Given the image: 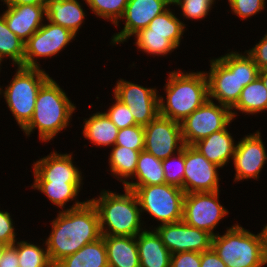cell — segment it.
<instances>
[{"label":"cell","mask_w":267,"mask_h":267,"mask_svg":"<svg viewBox=\"0 0 267 267\" xmlns=\"http://www.w3.org/2000/svg\"><path fill=\"white\" fill-rule=\"evenodd\" d=\"M222 235L217 231L212 248L227 267H263L267 265V229L254 234L239 223L226 228Z\"/></svg>","instance_id":"6"},{"label":"cell","mask_w":267,"mask_h":267,"mask_svg":"<svg viewBox=\"0 0 267 267\" xmlns=\"http://www.w3.org/2000/svg\"><path fill=\"white\" fill-rule=\"evenodd\" d=\"M261 132L244 136L236 144L233 156L234 182L255 179L258 181L260 173L267 162V152L262 140Z\"/></svg>","instance_id":"16"},{"label":"cell","mask_w":267,"mask_h":267,"mask_svg":"<svg viewBox=\"0 0 267 267\" xmlns=\"http://www.w3.org/2000/svg\"><path fill=\"white\" fill-rule=\"evenodd\" d=\"M79 0H47L46 21L71 30L75 35L84 24L86 13Z\"/></svg>","instance_id":"21"},{"label":"cell","mask_w":267,"mask_h":267,"mask_svg":"<svg viewBox=\"0 0 267 267\" xmlns=\"http://www.w3.org/2000/svg\"><path fill=\"white\" fill-rule=\"evenodd\" d=\"M201 253L178 252L171 255L170 267H200Z\"/></svg>","instance_id":"41"},{"label":"cell","mask_w":267,"mask_h":267,"mask_svg":"<svg viewBox=\"0 0 267 267\" xmlns=\"http://www.w3.org/2000/svg\"><path fill=\"white\" fill-rule=\"evenodd\" d=\"M231 123L232 121L223 130L214 132L192 145L206 157L208 161L220 168L230 163L229 161L233 159L236 150L237 142L233 139L228 130Z\"/></svg>","instance_id":"20"},{"label":"cell","mask_w":267,"mask_h":267,"mask_svg":"<svg viewBox=\"0 0 267 267\" xmlns=\"http://www.w3.org/2000/svg\"><path fill=\"white\" fill-rule=\"evenodd\" d=\"M266 0H228L231 12L242 20L252 18L266 8Z\"/></svg>","instance_id":"39"},{"label":"cell","mask_w":267,"mask_h":267,"mask_svg":"<svg viewBox=\"0 0 267 267\" xmlns=\"http://www.w3.org/2000/svg\"><path fill=\"white\" fill-rule=\"evenodd\" d=\"M89 118H84L83 132L85 139L90 140L96 146H114L119 129L107 117L104 112L97 111L89 115Z\"/></svg>","instance_id":"24"},{"label":"cell","mask_w":267,"mask_h":267,"mask_svg":"<svg viewBox=\"0 0 267 267\" xmlns=\"http://www.w3.org/2000/svg\"><path fill=\"white\" fill-rule=\"evenodd\" d=\"M135 38L134 45L142 53L155 56H165L171 54L177 47L166 39V36L158 35H133Z\"/></svg>","instance_id":"34"},{"label":"cell","mask_w":267,"mask_h":267,"mask_svg":"<svg viewBox=\"0 0 267 267\" xmlns=\"http://www.w3.org/2000/svg\"><path fill=\"white\" fill-rule=\"evenodd\" d=\"M46 5L8 6L2 16L11 32L22 42H26L44 24Z\"/></svg>","instance_id":"19"},{"label":"cell","mask_w":267,"mask_h":267,"mask_svg":"<svg viewBox=\"0 0 267 267\" xmlns=\"http://www.w3.org/2000/svg\"><path fill=\"white\" fill-rule=\"evenodd\" d=\"M54 267H108L104 238L84 245L76 253L59 261Z\"/></svg>","instance_id":"28"},{"label":"cell","mask_w":267,"mask_h":267,"mask_svg":"<svg viewBox=\"0 0 267 267\" xmlns=\"http://www.w3.org/2000/svg\"><path fill=\"white\" fill-rule=\"evenodd\" d=\"M12 80L0 95L13 114L21 130L30 122L35 108L36 97L41 86L50 78L42 68L17 66Z\"/></svg>","instance_id":"7"},{"label":"cell","mask_w":267,"mask_h":267,"mask_svg":"<svg viewBox=\"0 0 267 267\" xmlns=\"http://www.w3.org/2000/svg\"><path fill=\"white\" fill-rule=\"evenodd\" d=\"M101 237L97 209L86 198L82 206L58 212L57 217L51 221L50 234L43 244L55 266L63 258Z\"/></svg>","instance_id":"1"},{"label":"cell","mask_w":267,"mask_h":267,"mask_svg":"<svg viewBox=\"0 0 267 267\" xmlns=\"http://www.w3.org/2000/svg\"><path fill=\"white\" fill-rule=\"evenodd\" d=\"M19 260L16 247L7 245L1 257L0 267H19Z\"/></svg>","instance_id":"44"},{"label":"cell","mask_w":267,"mask_h":267,"mask_svg":"<svg viewBox=\"0 0 267 267\" xmlns=\"http://www.w3.org/2000/svg\"><path fill=\"white\" fill-rule=\"evenodd\" d=\"M216 0H172V6H177L185 19L203 20L211 12Z\"/></svg>","instance_id":"36"},{"label":"cell","mask_w":267,"mask_h":267,"mask_svg":"<svg viewBox=\"0 0 267 267\" xmlns=\"http://www.w3.org/2000/svg\"><path fill=\"white\" fill-rule=\"evenodd\" d=\"M170 71L164 85L165 97L159 94V115L181 123L208 99L205 71Z\"/></svg>","instance_id":"4"},{"label":"cell","mask_w":267,"mask_h":267,"mask_svg":"<svg viewBox=\"0 0 267 267\" xmlns=\"http://www.w3.org/2000/svg\"><path fill=\"white\" fill-rule=\"evenodd\" d=\"M102 237L106 246L108 267H140L136 237Z\"/></svg>","instance_id":"23"},{"label":"cell","mask_w":267,"mask_h":267,"mask_svg":"<svg viewBox=\"0 0 267 267\" xmlns=\"http://www.w3.org/2000/svg\"><path fill=\"white\" fill-rule=\"evenodd\" d=\"M113 99V104L109 106L107 111H104V113L117 126V128L123 129L137 125L129 107L123 104L115 96H113Z\"/></svg>","instance_id":"38"},{"label":"cell","mask_w":267,"mask_h":267,"mask_svg":"<svg viewBox=\"0 0 267 267\" xmlns=\"http://www.w3.org/2000/svg\"><path fill=\"white\" fill-rule=\"evenodd\" d=\"M141 215L149 214L160 222L158 225L179 222L183 218L185 192L182 188L163 183L139 186L135 191Z\"/></svg>","instance_id":"8"},{"label":"cell","mask_w":267,"mask_h":267,"mask_svg":"<svg viewBox=\"0 0 267 267\" xmlns=\"http://www.w3.org/2000/svg\"><path fill=\"white\" fill-rule=\"evenodd\" d=\"M6 7L15 5H46L47 0H1Z\"/></svg>","instance_id":"45"},{"label":"cell","mask_w":267,"mask_h":267,"mask_svg":"<svg viewBox=\"0 0 267 267\" xmlns=\"http://www.w3.org/2000/svg\"><path fill=\"white\" fill-rule=\"evenodd\" d=\"M95 16L111 21L115 27H120V19L124 15L129 0H83Z\"/></svg>","instance_id":"33"},{"label":"cell","mask_w":267,"mask_h":267,"mask_svg":"<svg viewBox=\"0 0 267 267\" xmlns=\"http://www.w3.org/2000/svg\"><path fill=\"white\" fill-rule=\"evenodd\" d=\"M210 60V70L205 71L208 82V99L230 109L240 98L242 89L259 76V67L245 51H231Z\"/></svg>","instance_id":"2"},{"label":"cell","mask_w":267,"mask_h":267,"mask_svg":"<svg viewBox=\"0 0 267 267\" xmlns=\"http://www.w3.org/2000/svg\"><path fill=\"white\" fill-rule=\"evenodd\" d=\"M13 245L17 249L19 267H54L46 245L42 248L40 245L24 240H16Z\"/></svg>","instance_id":"32"},{"label":"cell","mask_w":267,"mask_h":267,"mask_svg":"<svg viewBox=\"0 0 267 267\" xmlns=\"http://www.w3.org/2000/svg\"><path fill=\"white\" fill-rule=\"evenodd\" d=\"M75 35L71 30L46 20L24 45V67L41 68L39 58H51L71 43ZM38 58V59H37Z\"/></svg>","instance_id":"10"},{"label":"cell","mask_w":267,"mask_h":267,"mask_svg":"<svg viewBox=\"0 0 267 267\" xmlns=\"http://www.w3.org/2000/svg\"><path fill=\"white\" fill-rule=\"evenodd\" d=\"M4 60H5V59H4L3 57L0 56V66H2V65H1L2 63H1V62H4ZM1 69H2V68L0 67V71H1ZM0 87H1V86H0Z\"/></svg>","instance_id":"48"},{"label":"cell","mask_w":267,"mask_h":267,"mask_svg":"<svg viewBox=\"0 0 267 267\" xmlns=\"http://www.w3.org/2000/svg\"><path fill=\"white\" fill-rule=\"evenodd\" d=\"M76 108L59 83L50 77L39 89L33 116L21 131L30 137L38 129L41 143H48L69 127Z\"/></svg>","instance_id":"3"},{"label":"cell","mask_w":267,"mask_h":267,"mask_svg":"<svg viewBox=\"0 0 267 267\" xmlns=\"http://www.w3.org/2000/svg\"><path fill=\"white\" fill-rule=\"evenodd\" d=\"M34 182H82V172L74 165L72 153H57L41 157L33 163Z\"/></svg>","instance_id":"18"},{"label":"cell","mask_w":267,"mask_h":267,"mask_svg":"<svg viewBox=\"0 0 267 267\" xmlns=\"http://www.w3.org/2000/svg\"><path fill=\"white\" fill-rule=\"evenodd\" d=\"M200 267H227L213 248L201 253Z\"/></svg>","instance_id":"43"},{"label":"cell","mask_w":267,"mask_h":267,"mask_svg":"<svg viewBox=\"0 0 267 267\" xmlns=\"http://www.w3.org/2000/svg\"><path fill=\"white\" fill-rule=\"evenodd\" d=\"M24 45L25 43L9 30L0 14V56L11 60L13 67H24Z\"/></svg>","instance_id":"31"},{"label":"cell","mask_w":267,"mask_h":267,"mask_svg":"<svg viewBox=\"0 0 267 267\" xmlns=\"http://www.w3.org/2000/svg\"><path fill=\"white\" fill-rule=\"evenodd\" d=\"M219 192L187 193L183 201V218L189 226L214 232L220 220L228 215V209L219 202Z\"/></svg>","instance_id":"11"},{"label":"cell","mask_w":267,"mask_h":267,"mask_svg":"<svg viewBox=\"0 0 267 267\" xmlns=\"http://www.w3.org/2000/svg\"><path fill=\"white\" fill-rule=\"evenodd\" d=\"M259 77L261 78L262 82L264 83V86L267 89V69L260 70Z\"/></svg>","instance_id":"46"},{"label":"cell","mask_w":267,"mask_h":267,"mask_svg":"<svg viewBox=\"0 0 267 267\" xmlns=\"http://www.w3.org/2000/svg\"><path fill=\"white\" fill-rule=\"evenodd\" d=\"M6 246H7L6 244L0 242V261H1L2 254Z\"/></svg>","instance_id":"47"},{"label":"cell","mask_w":267,"mask_h":267,"mask_svg":"<svg viewBox=\"0 0 267 267\" xmlns=\"http://www.w3.org/2000/svg\"><path fill=\"white\" fill-rule=\"evenodd\" d=\"M11 216L8 211L0 210V242L6 245H12L18 240Z\"/></svg>","instance_id":"40"},{"label":"cell","mask_w":267,"mask_h":267,"mask_svg":"<svg viewBox=\"0 0 267 267\" xmlns=\"http://www.w3.org/2000/svg\"><path fill=\"white\" fill-rule=\"evenodd\" d=\"M231 121L233 118L229 107L207 99L180 123L184 144L193 145L210 134L223 130Z\"/></svg>","instance_id":"9"},{"label":"cell","mask_w":267,"mask_h":267,"mask_svg":"<svg viewBox=\"0 0 267 267\" xmlns=\"http://www.w3.org/2000/svg\"><path fill=\"white\" fill-rule=\"evenodd\" d=\"M186 24L180 21L170 7L162 14L157 15L148 24L147 28L139 30L134 35H158L166 36L177 48L183 38Z\"/></svg>","instance_id":"27"},{"label":"cell","mask_w":267,"mask_h":267,"mask_svg":"<svg viewBox=\"0 0 267 267\" xmlns=\"http://www.w3.org/2000/svg\"><path fill=\"white\" fill-rule=\"evenodd\" d=\"M143 150H133L124 146L114 145L110 151L109 170L124 186L136 171L137 161Z\"/></svg>","instance_id":"30"},{"label":"cell","mask_w":267,"mask_h":267,"mask_svg":"<svg viewBox=\"0 0 267 267\" xmlns=\"http://www.w3.org/2000/svg\"><path fill=\"white\" fill-rule=\"evenodd\" d=\"M185 146L176 154L162 160L165 183L178 186L183 189L185 171Z\"/></svg>","instance_id":"35"},{"label":"cell","mask_w":267,"mask_h":267,"mask_svg":"<svg viewBox=\"0 0 267 267\" xmlns=\"http://www.w3.org/2000/svg\"><path fill=\"white\" fill-rule=\"evenodd\" d=\"M265 110H267V89L258 76L242 89L239 100L231 108V115L234 120L238 116V111L246 113L245 115H254Z\"/></svg>","instance_id":"29"},{"label":"cell","mask_w":267,"mask_h":267,"mask_svg":"<svg viewBox=\"0 0 267 267\" xmlns=\"http://www.w3.org/2000/svg\"><path fill=\"white\" fill-rule=\"evenodd\" d=\"M83 184V182H33L30 187L45 194L54 205L63 211L78 208L86 202L85 200L81 202L77 199ZM74 200L73 205L65 209L66 203Z\"/></svg>","instance_id":"25"},{"label":"cell","mask_w":267,"mask_h":267,"mask_svg":"<svg viewBox=\"0 0 267 267\" xmlns=\"http://www.w3.org/2000/svg\"><path fill=\"white\" fill-rule=\"evenodd\" d=\"M184 146L179 122L158 115L144 126V150L157 159L165 160Z\"/></svg>","instance_id":"13"},{"label":"cell","mask_w":267,"mask_h":267,"mask_svg":"<svg viewBox=\"0 0 267 267\" xmlns=\"http://www.w3.org/2000/svg\"><path fill=\"white\" fill-rule=\"evenodd\" d=\"M136 239L140 267H170L172 254L153 228L140 232Z\"/></svg>","instance_id":"22"},{"label":"cell","mask_w":267,"mask_h":267,"mask_svg":"<svg viewBox=\"0 0 267 267\" xmlns=\"http://www.w3.org/2000/svg\"><path fill=\"white\" fill-rule=\"evenodd\" d=\"M132 180L128 181L123 187L135 191L139 186H148L165 183L162 160L157 159L145 150L140 151L137 167Z\"/></svg>","instance_id":"26"},{"label":"cell","mask_w":267,"mask_h":267,"mask_svg":"<svg viewBox=\"0 0 267 267\" xmlns=\"http://www.w3.org/2000/svg\"><path fill=\"white\" fill-rule=\"evenodd\" d=\"M183 191L187 193L219 191L220 167L211 163L192 145H185Z\"/></svg>","instance_id":"15"},{"label":"cell","mask_w":267,"mask_h":267,"mask_svg":"<svg viewBox=\"0 0 267 267\" xmlns=\"http://www.w3.org/2000/svg\"><path fill=\"white\" fill-rule=\"evenodd\" d=\"M154 230L171 254L185 251L202 253L212 248V234L189 226L183 220L158 225Z\"/></svg>","instance_id":"14"},{"label":"cell","mask_w":267,"mask_h":267,"mask_svg":"<svg viewBox=\"0 0 267 267\" xmlns=\"http://www.w3.org/2000/svg\"><path fill=\"white\" fill-rule=\"evenodd\" d=\"M246 52L252 57L260 70L267 69V33Z\"/></svg>","instance_id":"42"},{"label":"cell","mask_w":267,"mask_h":267,"mask_svg":"<svg viewBox=\"0 0 267 267\" xmlns=\"http://www.w3.org/2000/svg\"><path fill=\"white\" fill-rule=\"evenodd\" d=\"M113 91L114 96L129 107L138 125L145 126L159 115V94L156 88H147L120 78Z\"/></svg>","instance_id":"12"},{"label":"cell","mask_w":267,"mask_h":267,"mask_svg":"<svg viewBox=\"0 0 267 267\" xmlns=\"http://www.w3.org/2000/svg\"><path fill=\"white\" fill-rule=\"evenodd\" d=\"M115 145L133 150H144V126L137 124L119 129Z\"/></svg>","instance_id":"37"},{"label":"cell","mask_w":267,"mask_h":267,"mask_svg":"<svg viewBox=\"0 0 267 267\" xmlns=\"http://www.w3.org/2000/svg\"><path fill=\"white\" fill-rule=\"evenodd\" d=\"M171 5L172 0H129L120 19L125 23L123 29L113 34L110 44H124L139 30L147 28L154 17L162 14Z\"/></svg>","instance_id":"17"},{"label":"cell","mask_w":267,"mask_h":267,"mask_svg":"<svg viewBox=\"0 0 267 267\" xmlns=\"http://www.w3.org/2000/svg\"><path fill=\"white\" fill-rule=\"evenodd\" d=\"M123 189L124 194L103 189L98 198L90 199L99 215L102 236L136 237L146 229L135 192Z\"/></svg>","instance_id":"5"}]
</instances>
